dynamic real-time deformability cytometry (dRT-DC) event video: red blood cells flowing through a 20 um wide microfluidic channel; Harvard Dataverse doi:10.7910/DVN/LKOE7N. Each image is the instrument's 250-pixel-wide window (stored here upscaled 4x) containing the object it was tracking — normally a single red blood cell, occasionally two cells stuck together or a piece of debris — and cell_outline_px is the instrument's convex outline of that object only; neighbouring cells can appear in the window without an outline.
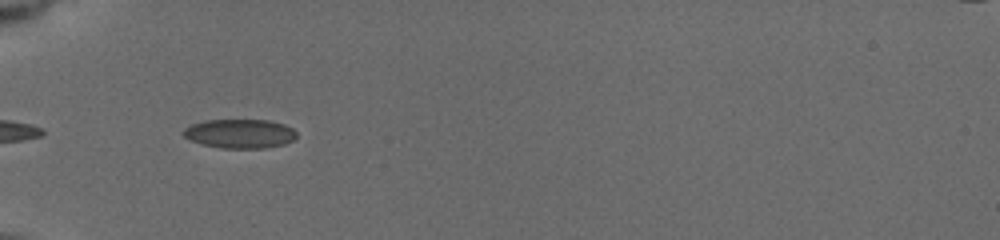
{"species": "common noctule bat (a hibernating species)", "species_latin": "Nyctalus noctula", "temperature_condition": "cold", "stored_images_in_passage": 6, "camera_frame_rate_fps": 3000, "um_per_image_px": 0.085, "animal": {"sex": "female", "body_mass_g": 19.5, "forearm_length_mm": 54.1}, "frame": {"image": 1, "passage_image": 2, "time_ms": 0.333, "image_size_px": [1000, 240], "cell_outline_px": [[296, 136], [292, 140], [284, 144], [264, 148], [224, 148], [204, 144], [192, 140], [184, 136], [184, 128], [192, 124], [204, 120], [268, 120], [284, 124], [292, 128], [296, 132]], "centroid_in_image_um": [20.41, 11.35], "position_along_channel_um": 64.6, "area_um2": 18.96}}